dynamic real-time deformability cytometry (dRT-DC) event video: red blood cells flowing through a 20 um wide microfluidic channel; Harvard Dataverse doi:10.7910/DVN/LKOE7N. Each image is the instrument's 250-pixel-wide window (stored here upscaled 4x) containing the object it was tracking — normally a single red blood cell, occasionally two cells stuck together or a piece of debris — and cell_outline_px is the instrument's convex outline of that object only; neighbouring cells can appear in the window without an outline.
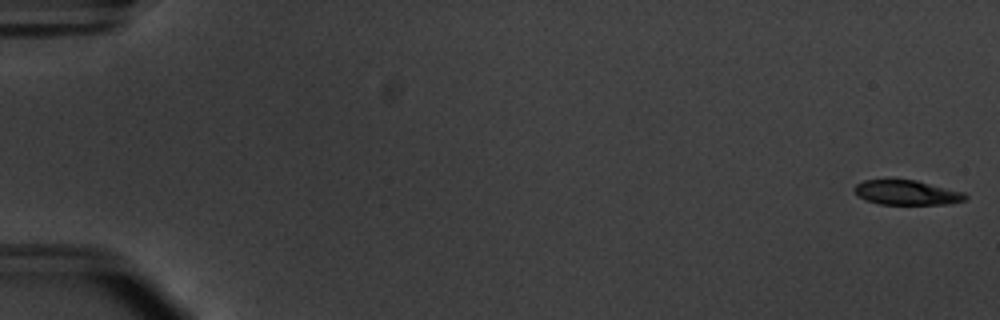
{"species": "common noctule bat (a hibernating species)", "species_latin": "Nyctalus noctula", "temperature_condition": "warm", "stored_images_in_passage": 55, "camera_frame_rate_fps": 3000, "um_per_image_px": 0.085, "animal": {"sex": "male", "body_mass_g": 20.1, "forearm_length_mm": 53.5}, "frame": {"image": 1, "passage_image": 1, "time_ms": 0.0, "image_size_px": [1000, 320], "cell_outline_px": [[968, 196], [964, 200], [948, 204], [880, 204], [864, 200], [856, 196], [852, 188], [856, 184], [864, 180], [888, 176], [916, 180], [964, 192]], "centroid_in_image_um": [76.96, 16.32], "position_along_channel_um": 8.0, "area_um2": 16.76}}
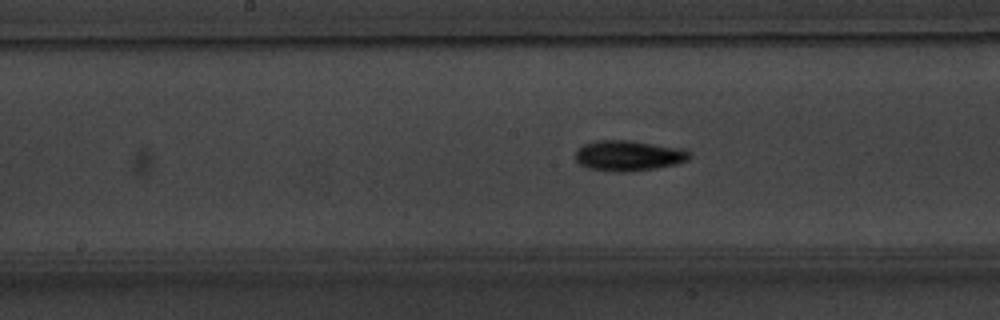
{"frame": {"image": 2, "passage_image": 29, "time_ms": 9.333, "image_size_px": [1000, 320], "cell_outline_px": [[692, 156], [688, 160], [676, 164], [656, 168], [624, 172], [616, 172], [588, 168], [580, 164], [576, 160], [576, 152], [584, 144], [596, 140], [628, 140], [684, 148], [692, 152]], "centroid_in_image_um": [53.48, 13.22], "position_along_channel_um": 194.7, "area_um2": 20.35}}
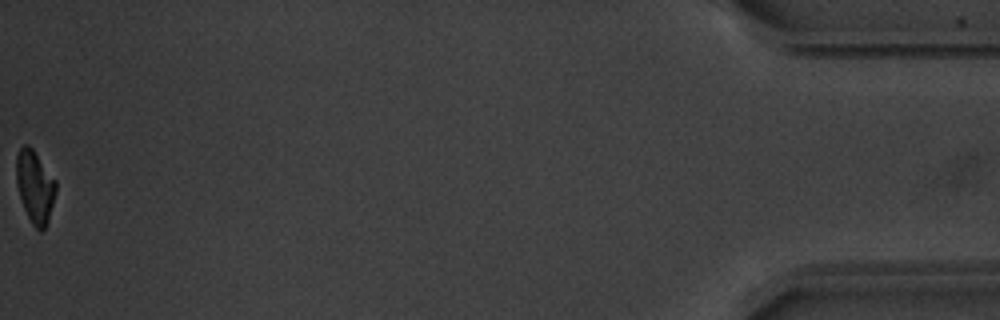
{"frame": {"image": 3, "passage_image": 55, "time_ms": 18.0, "image_size_px": [1000, 320], "cell_outline_px": [[56, 192], [48, 220], [44, 228], [40, 232], [32, 224], [24, 208], [20, 196], [16, 180], [16, 156], [20, 148], [24, 144], [28, 144], [32, 148], [56, 180]], "centroid_in_image_um": [2.97, 15.84], "position_along_channel_um": 432.2, "area_um2": 16.53}, "authors_computed_cell_mechanics": {"area_um2": 17.918, "velocity_mm_per_s": 3.7831, "shape_relaxation_time_tau1_ms": 2.9725, "shape_relaxation_time_tau2_ms": 4.7913, "deformation_change_tau1": 0.1435, "deformation_change_tau2": 0.1127}}